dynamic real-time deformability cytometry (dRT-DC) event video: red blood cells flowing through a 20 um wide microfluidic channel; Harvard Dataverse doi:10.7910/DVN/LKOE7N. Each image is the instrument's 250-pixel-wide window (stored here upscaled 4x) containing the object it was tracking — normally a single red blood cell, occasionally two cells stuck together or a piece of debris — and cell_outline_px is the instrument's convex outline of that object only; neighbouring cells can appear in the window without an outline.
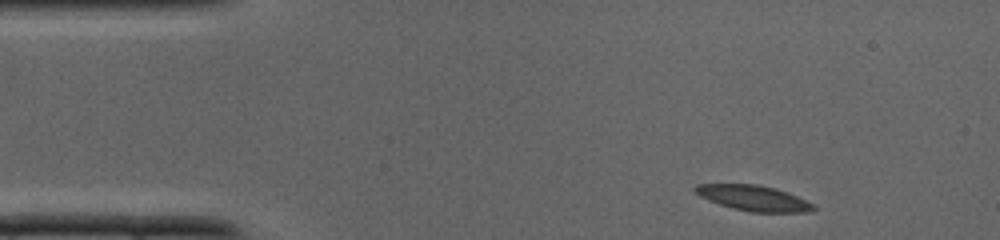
{"species": "common noctule bat (a hibernating species)", "species_latin": "Nyctalus noctula", "temperature_condition": "cold", "stored_images_in_passage": 34, "camera_frame_rate_fps": 3000, "um_per_image_px": 0.085, "animal": {"sex": "male", "body_mass_g": 19.0, "forearm_length_mm": 50.8}, "frame": {"image": 1, "passage_image": 1, "time_ms": 0.0, "image_size_px": [1000, 240], "cell_outline_px": [[816, 208], [808, 212], [752, 212], [732, 208], [708, 200], [700, 196], [692, 188], [696, 184], [756, 184], [776, 188], [788, 192], [812, 204]], "centroid_in_image_um": [64.02, 16.83], "position_along_channel_um": 21.0, "area_um2": 17.4}}
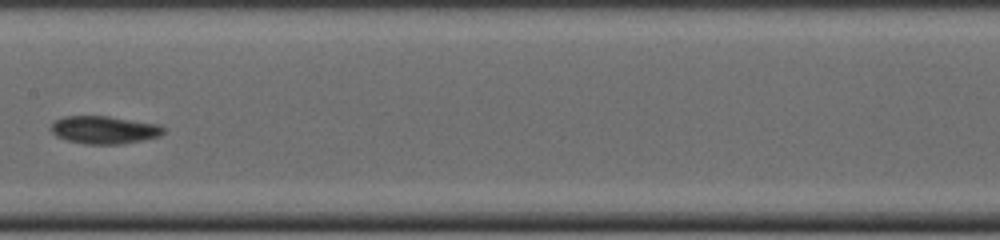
{"frame": {"image": 2, "passage_image": 15, "time_ms": 4.667, "image_size_px": [1000, 240], "cell_outline_px": [[164, 132], [160, 136], [144, 140], [124, 144], [88, 144], [68, 140], [56, 136], [52, 132], [52, 124], [56, 120], [64, 116], [108, 116], [160, 124], [164, 128]], "centroid_in_image_um": [8.91, 11.04], "position_along_channel_um": 198.5, "area_um2": 18.21}}
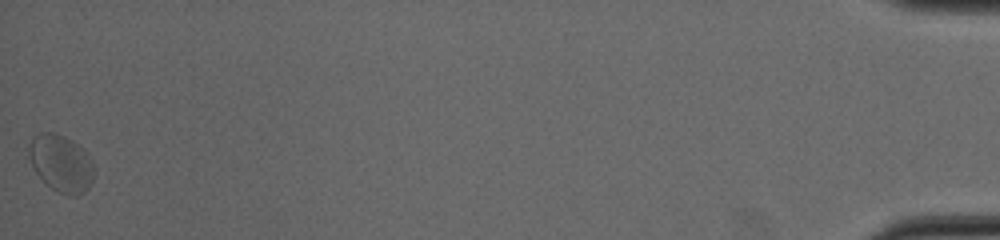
{"frame": {"image": 3, "passage_image": 34, "time_ms": 11.0, "image_size_px": [1000, 240], "cell_outline_px": [[92, 184], [84, 192], [76, 196], [68, 196], [52, 188], [36, 172], [28, 156], [28, 144], [32, 136], [40, 132], [52, 132], [64, 136], [88, 152], [92, 164]], "centroid_in_image_um": [5.17, 13.86], "position_along_channel_um": 430.0, "area_um2": 21.5}}